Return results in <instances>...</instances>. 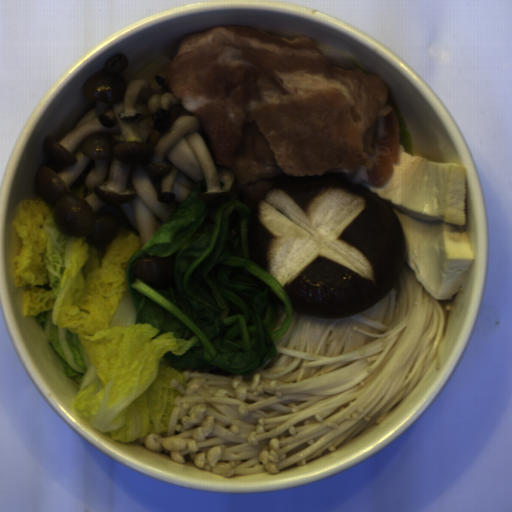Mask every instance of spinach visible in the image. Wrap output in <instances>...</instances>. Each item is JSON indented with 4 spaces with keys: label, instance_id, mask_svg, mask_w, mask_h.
Here are the masks:
<instances>
[{
    "label": "spinach",
    "instance_id": "cb11ae35",
    "mask_svg": "<svg viewBox=\"0 0 512 512\" xmlns=\"http://www.w3.org/2000/svg\"><path fill=\"white\" fill-rule=\"evenodd\" d=\"M261 200L237 182L227 200L188 195L130 259L125 273L137 323L157 338L187 340L175 368L250 374L277 352L292 324V303L278 280L249 261L251 226Z\"/></svg>",
    "mask_w": 512,
    "mask_h": 512
}]
</instances>
